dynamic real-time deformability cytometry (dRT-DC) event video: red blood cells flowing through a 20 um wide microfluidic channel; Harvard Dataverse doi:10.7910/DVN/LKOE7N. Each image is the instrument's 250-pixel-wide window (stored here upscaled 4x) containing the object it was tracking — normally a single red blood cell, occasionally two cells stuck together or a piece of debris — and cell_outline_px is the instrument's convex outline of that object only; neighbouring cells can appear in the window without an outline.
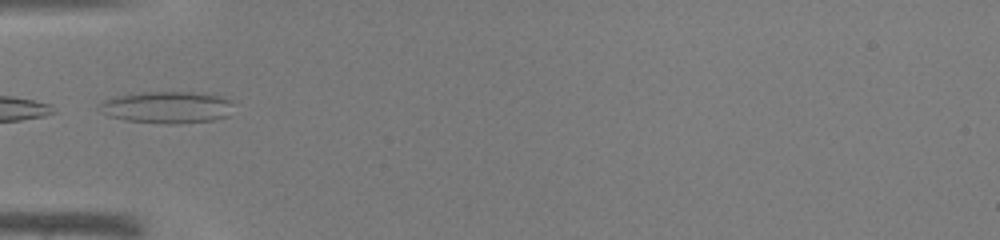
{"species": "common noctule bat (a hibernating species)", "species_latin": "Nyctalus noctula", "temperature_condition": "warm", "stored_images_in_passage": 3, "camera_frame_rate_fps": 3000, "um_per_image_px": 0.085, "animal": {"sex": "male", "body_mass_g": 19.0, "forearm_length_mm": 50.8}, "frame": {"image": 1, "passage_image": 1, "time_ms": 0.0, "image_size_px": [1000, 240], "cell_outline_px": [[232, 104], [228, 116], [212, 120], [176, 124], [164, 124], [124, 120], [108, 116], [96, 108], [104, 100], [116, 96], [140, 92], [192, 92], [220, 96], [232, 100]], "centroid_in_image_um": [14.16, 9.12], "position_along_channel_um": 70.8, "area_um2": 25.03}}